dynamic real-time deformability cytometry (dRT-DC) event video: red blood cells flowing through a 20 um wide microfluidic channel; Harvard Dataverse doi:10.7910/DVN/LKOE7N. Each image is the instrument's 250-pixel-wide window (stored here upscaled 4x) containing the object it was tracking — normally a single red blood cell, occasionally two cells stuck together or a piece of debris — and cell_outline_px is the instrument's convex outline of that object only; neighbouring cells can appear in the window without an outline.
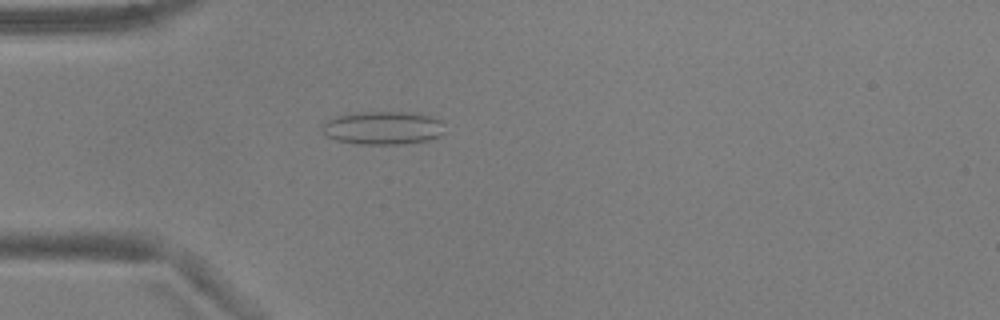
{"species": "common noctule bat (a hibernating species)", "species_latin": "Nyctalus noctula", "temperature_condition": "warm", "stored_images_in_passage": 5, "camera_frame_rate_fps": 3000, "um_per_image_px": 0.085, "animal": {"sex": "male", "body_mass_g": 17.9, "forearm_length_mm": 54.2}, "frame": {"image": 1, "passage_image": 5, "time_ms": 1.333, "image_size_px": [1000, 320], "cell_outline_px": [[444, 136], [428, 140], [404, 144], [360, 144], [336, 140], [328, 136], [324, 132], [324, 124], [328, 120], [336, 116], [356, 112], [420, 112], [440, 120], [444, 132]], "centroid_in_image_um": [32.62, 10.87], "position_along_channel_um": 52.4, "area_um2": 23.81}}